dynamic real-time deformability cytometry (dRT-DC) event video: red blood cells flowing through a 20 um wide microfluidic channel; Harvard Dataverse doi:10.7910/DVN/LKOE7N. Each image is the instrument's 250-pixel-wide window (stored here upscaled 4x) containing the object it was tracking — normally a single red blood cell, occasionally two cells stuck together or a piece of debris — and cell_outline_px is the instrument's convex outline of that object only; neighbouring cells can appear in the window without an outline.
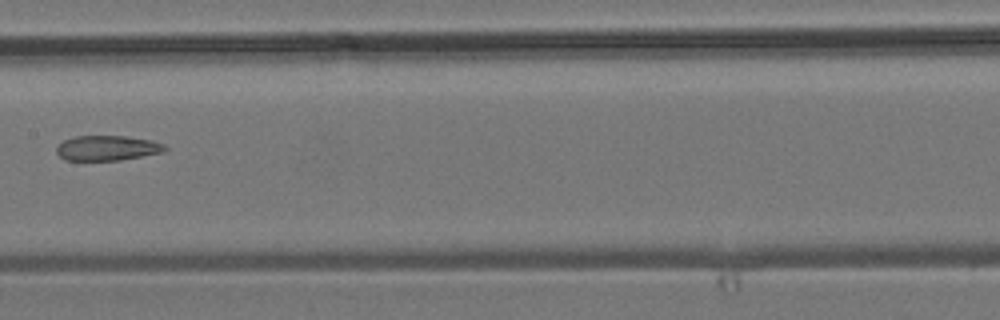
{"species": "common noctule bat (a hibernating species)", "species_latin": "Nyctalus noctula", "temperature_condition": "room temperature", "stored_images_in_passage": 8, "camera_frame_rate_fps": 3000, "um_per_image_px": 0.085, "animal": {"sex": "male", "body_mass_g": 19.2, "forearm_length_mm": 51.8}, "frame": {"image": 1, "passage_image": 6, "time_ms": 6.667, "image_size_px": [1000, 320], "cell_outline_px": [[168, 148], [164, 152], [120, 160], [64, 160], [56, 152], [56, 148], [64, 140], [76, 136], [124, 136], [152, 140], [164, 144]], "centroid_in_image_um": [9.14, 12.58], "position_along_channel_um": 198.3, "area_um2": 15.78}}
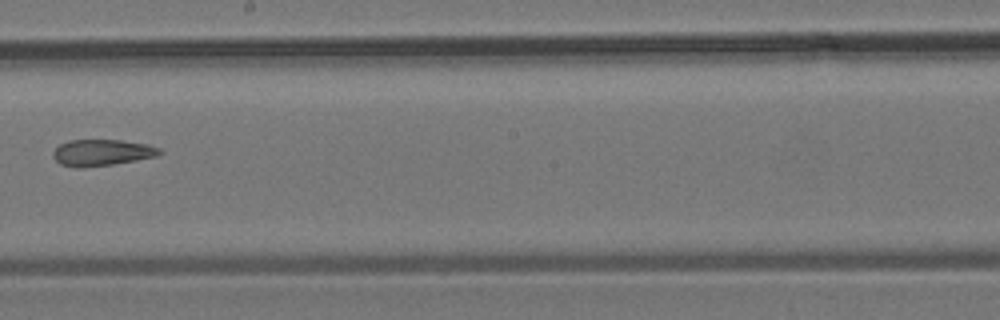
{"frame": {"image": 2, "passage_image": 7, "time_ms": 7.667, "image_size_px": [1000, 320], "cell_outline_px": [[164, 152], [156, 156], [136, 160], [112, 164], [80, 168], [76, 168], [60, 164], [52, 156], [52, 152], [60, 144], [68, 140], [120, 140], [148, 144], [160, 148]], "centroid_in_image_um": [8.65, 12.97], "position_along_channel_um": 239.5, "area_um2": 16.42}}
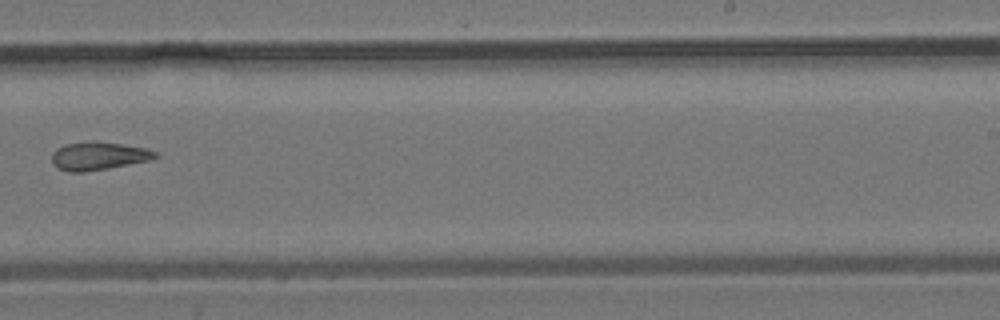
{"frame": {"image": 3, "passage_image": 8, "time_ms": 8.667, "image_size_px": [1000, 320], "cell_outline_px": [[160, 156], [148, 160], [108, 168], [84, 172], [68, 172], [56, 168], [52, 164], [52, 152], [56, 148], [68, 144], [92, 140], [124, 144], [148, 148], [160, 152]], "centroid_in_image_um": [8.38, 13.24], "position_along_channel_um": 280.6, "area_um2": 17.22}}